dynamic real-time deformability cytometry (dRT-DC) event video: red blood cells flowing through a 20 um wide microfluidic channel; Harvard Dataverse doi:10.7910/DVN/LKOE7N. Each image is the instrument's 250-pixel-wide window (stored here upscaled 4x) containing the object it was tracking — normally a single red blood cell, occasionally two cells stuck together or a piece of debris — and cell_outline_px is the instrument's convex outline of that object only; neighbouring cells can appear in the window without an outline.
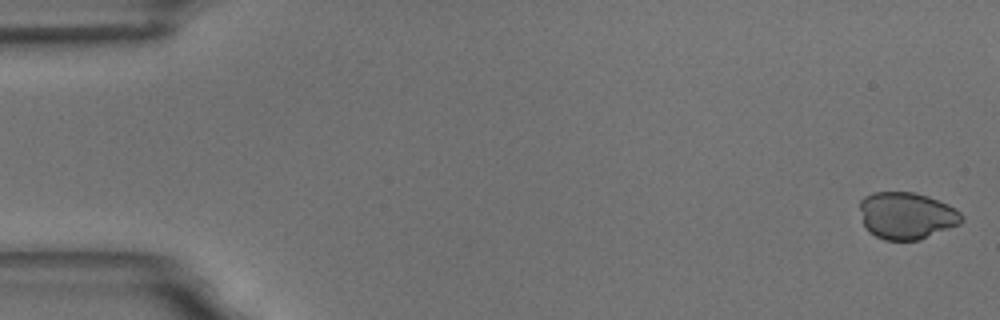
{"species": "common noctule bat (a hibernating species)", "species_latin": "Nyctalus noctula", "temperature_condition": "room temperature", "stored_images_in_passage": 58, "camera_frame_rate_fps": 3000, "um_per_image_px": 0.085, "animal": {"sex": "male", "body_mass_g": 18.8}, "frame": {"image": 1, "passage_image": 2, "time_ms": 0.333, "image_size_px": [1000, 320], "cell_outline_px": [[964, 220], [960, 224], [920, 240], [884, 240], [868, 232], [864, 228], [860, 208], [860, 200], [864, 196], [872, 192], [912, 192], [928, 196], [948, 204], [956, 208], [964, 216]], "centroid_in_image_um": [77.06, 18.33], "position_along_channel_um": 7.9, "area_um2": 28.21}}
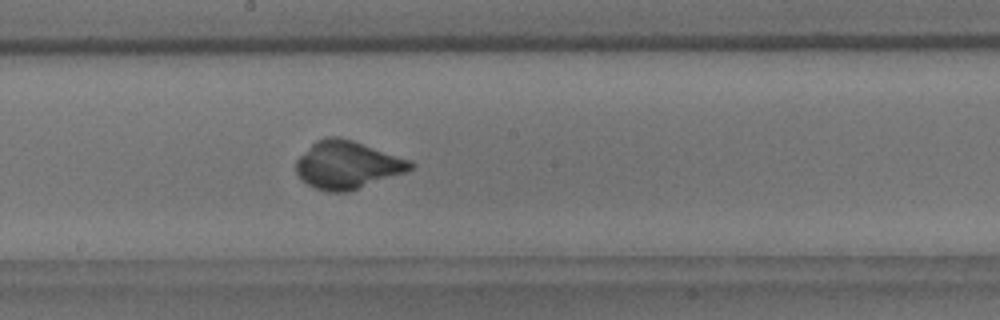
{"frame": {"image": 2, "passage_image": 32, "time_ms": 10.333, "image_size_px": [1000, 320], "cell_outline_px": [[416, 164], [412, 168], [404, 172], [344, 192], [328, 192], [316, 188], [308, 184], [296, 172], [296, 160], [316, 140], [324, 136], [340, 136], [412, 160]], "centroid_in_image_um": [29.51, 13.98], "position_along_channel_um": 218.7, "area_um2": 31.33}}
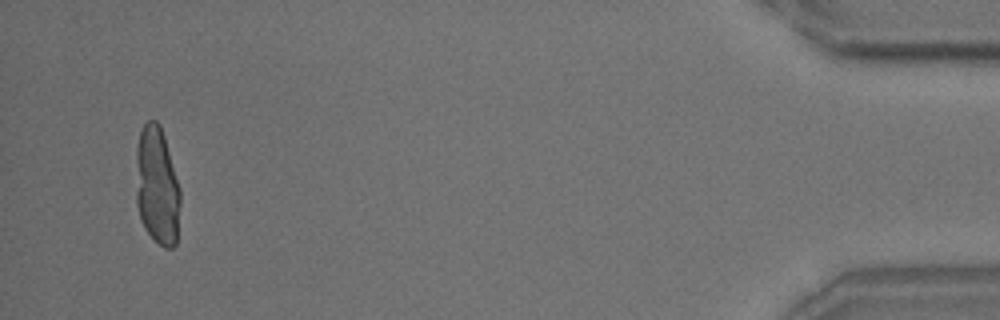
{"frame": {"image": 3, "passage_image": 56, "time_ms": 18.333, "image_size_px": [1000, 320], "cell_outline_px": [[180, 204], [176, 244], [172, 248], [164, 248], [144, 228], [140, 220], [136, 204], [136, 148], [140, 132], [144, 124], [148, 120], [156, 120], [160, 124], [164, 136], [180, 188]], "centroid_in_image_um": [13.34, 15.81], "position_along_channel_um": 421.9, "area_um2": 30.69}}